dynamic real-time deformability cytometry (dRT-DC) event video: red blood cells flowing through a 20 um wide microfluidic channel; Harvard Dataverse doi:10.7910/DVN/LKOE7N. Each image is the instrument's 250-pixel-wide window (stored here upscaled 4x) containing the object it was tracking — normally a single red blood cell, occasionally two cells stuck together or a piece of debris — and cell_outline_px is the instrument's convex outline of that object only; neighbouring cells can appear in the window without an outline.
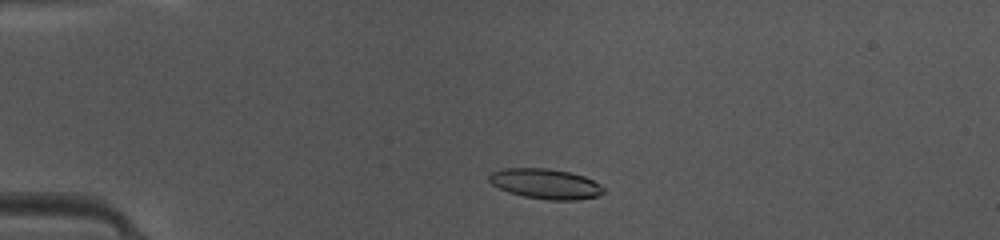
{"species": "common noctule bat (a hibernating species)", "species_latin": "Nyctalus noctula", "temperature_condition": "warm", "stored_images_in_passage": 48, "camera_frame_rate_fps": 3000, "um_per_image_px": 0.085, "animal": {"sex": "female", "body_mass_g": 10.0, "forearm_length_mm": 53.1}, "frame": {"image": 1, "passage_image": 12, "time_ms": 3.667, "image_size_px": [1000, 240], "cell_outline_px": [[604, 192], [596, 196], [576, 200], [548, 200], [524, 196], [508, 192], [492, 184], [488, 180], [488, 176], [492, 172], [504, 168], [548, 168], [572, 172], [584, 176], [600, 184], [604, 188]], "centroid_in_image_um": [46.37, 15.61], "position_along_channel_um": 38.6, "area_um2": 20.11}}
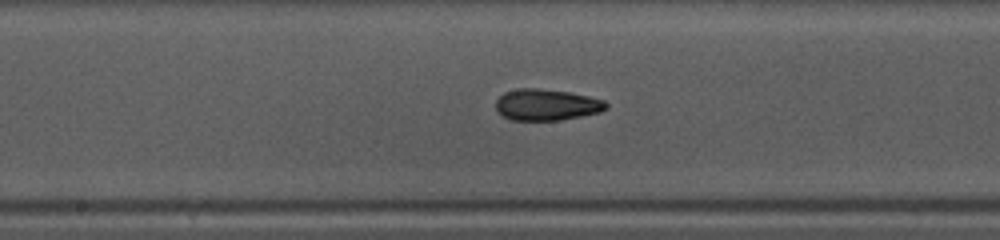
{"frame": {"image": 2, "passage_image": 26, "time_ms": 8.333, "image_size_px": [1000, 240], "cell_outline_px": [[608, 108], [600, 112], [560, 120], [512, 120], [496, 112], [496, 100], [504, 92], [516, 88], [540, 88], [568, 92], [588, 96], [604, 100], [608, 104]], "centroid_in_image_um": [46.44, 8.9], "position_along_channel_um": 201.8, "area_um2": 20.23}}
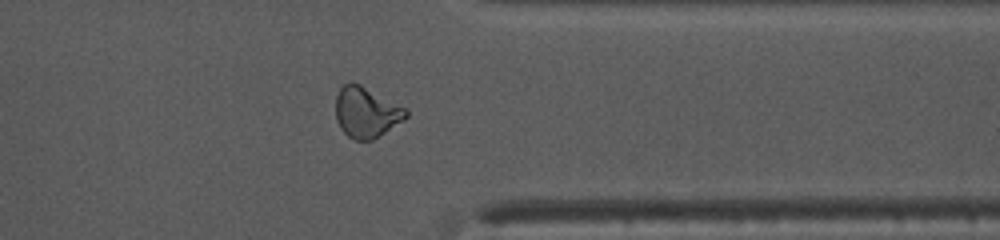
{"frame": {"image": 3, "passage_image": 39, "time_ms": 12.667, "image_size_px": [1000, 240], "cell_outline_px": [[408, 116], [404, 120], [372, 140], [352, 140], [340, 128], [336, 120], [336, 96], [340, 88], [344, 84], [360, 84], [408, 108]], "centroid_in_image_um": [31.15, 9.55], "position_along_channel_um": 380.2, "area_um2": 20.75}, "authors_computed_cell_mechanics": {"area_um2": 19.9699, "velocity_mm_per_s": 4.2011, "shape_relaxation_time_tau1_ms": 3.5473, "shape_relaxation_time_tau2_ms": 1.882, "deformation_change_tau1": 0.1815, "deformation_change_tau2": 0.092}}